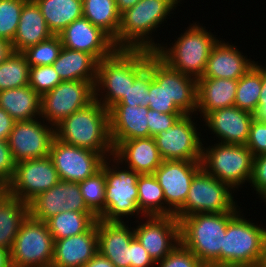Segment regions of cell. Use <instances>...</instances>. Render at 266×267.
Segmentation results:
<instances>
[{
	"instance_id": "obj_25",
	"label": "cell",
	"mask_w": 266,
	"mask_h": 267,
	"mask_svg": "<svg viewBox=\"0 0 266 267\" xmlns=\"http://www.w3.org/2000/svg\"><path fill=\"white\" fill-rule=\"evenodd\" d=\"M114 156L140 175L154 174L163 162L154 137L121 141L114 148Z\"/></svg>"
},
{
	"instance_id": "obj_34",
	"label": "cell",
	"mask_w": 266,
	"mask_h": 267,
	"mask_svg": "<svg viewBox=\"0 0 266 267\" xmlns=\"http://www.w3.org/2000/svg\"><path fill=\"white\" fill-rule=\"evenodd\" d=\"M83 17L99 27L112 40L117 37L121 13L115 0H82Z\"/></svg>"
},
{
	"instance_id": "obj_4",
	"label": "cell",
	"mask_w": 266,
	"mask_h": 267,
	"mask_svg": "<svg viewBox=\"0 0 266 267\" xmlns=\"http://www.w3.org/2000/svg\"><path fill=\"white\" fill-rule=\"evenodd\" d=\"M199 24L193 22L169 44L170 47L164 42L154 51L172 69L196 79L203 76L211 50L219 40L218 35Z\"/></svg>"
},
{
	"instance_id": "obj_44",
	"label": "cell",
	"mask_w": 266,
	"mask_h": 267,
	"mask_svg": "<svg viewBox=\"0 0 266 267\" xmlns=\"http://www.w3.org/2000/svg\"><path fill=\"white\" fill-rule=\"evenodd\" d=\"M202 262L189 249L179 243L156 267H201Z\"/></svg>"
},
{
	"instance_id": "obj_12",
	"label": "cell",
	"mask_w": 266,
	"mask_h": 267,
	"mask_svg": "<svg viewBox=\"0 0 266 267\" xmlns=\"http://www.w3.org/2000/svg\"><path fill=\"white\" fill-rule=\"evenodd\" d=\"M94 84L83 80L62 81L41 96L40 117L55 128L69 115L94 100Z\"/></svg>"
},
{
	"instance_id": "obj_59",
	"label": "cell",
	"mask_w": 266,
	"mask_h": 267,
	"mask_svg": "<svg viewBox=\"0 0 266 267\" xmlns=\"http://www.w3.org/2000/svg\"><path fill=\"white\" fill-rule=\"evenodd\" d=\"M258 267H266V244H265V247H264V252H263V255H262L261 263L259 264Z\"/></svg>"
},
{
	"instance_id": "obj_35",
	"label": "cell",
	"mask_w": 266,
	"mask_h": 267,
	"mask_svg": "<svg viewBox=\"0 0 266 267\" xmlns=\"http://www.w3.org/2000/svg\"><path fill=\"white\" fill-rule=\"evenodd\" d=\"M148 108L166 114H184L170 100L166 92V63L152 52V80L150 81Z\"/></svg>"
},
{
	"instance_id": "obj_5",
	"label": "cell",
	"mask_w": 266,
	"mask_h": 267,
	"mask_svg": "<svg viewBox=\"0 0 266 267\" xmlns=\"http://www.w3.org/2000/svg\"><path fill=\"white\" fill-rule=\"evenodd\" d=\"M236 213H197L182 218L180 243L202 263L220 264L227 225Z\"/></svg>"
},
{
	"instance_id": "obj_46",
	"label": "cell",
	"mask_w": 266,
	"mask_h": 267,
	"mask_svg": "<svg viewBox=\"0 0 266 267\" xmlns=\"http://www.w3.org/2000/svg\"><path fill=\"white\" fill-rule=\"evenodd\" d=\"M185 114H166L158 111L148 109V127L149 137H155L158 133L165 131L167 128L174 125V123Z\"/></svg>"
},
{
	"instance_id": "obj_39",
	"label": "cell",
	"mask_w": 266,
	"mask_h": 267,
	"mask_svg": "<svg viewBox=\"0 0 266 267\" xmlns=\"http://www.w3.org/2000/svg\"><path fill=\"white\" fill-rule=\"evenodd\" d=\"M79 186L85 205L99 218L105 211V163L95 174L79 182Z\"/></svg>"
},
{
	"instance_id": "obj_58",
	"label": "cell",
	"mask_w": 266,
	"mask_h": 267,
	"mask_svg": "<svg viewBox=\"0 0 266 267\" xmlns=\"http://www.w3.org/2000/svg\"><path fill=\"white\" fill-rule=\"evenodd\" d=\"M201 267H234V266L216 264V263H203Z\"/></svg>"
},
{
	"instance_id": "obj_11",
	"label": "cell",
	"mask_w": 266,
	"mask_h": 267,
	"mask_svg": "<svg viewBox=\"0 0 266 267\" xmlns=\"http://www.w3.org/2000/svg\"><path fill=\"white\" fill-rule=\"evenodd\" d=\"M194 117L198 118L194 114H185L173 126L154 137L163 161H201L205 139L201 138L197 128L199 124Z\"/></svg>"
},
{
	"instance_id": "obj_26",
	"label": "cell",
	"mask_w": 266,
	"mask_h": 267,
	"mask_svg": "<svg viewBox=\"0 0 266 267\" xmlns=\"http://www.w3.org/2000/svg\"><path fill=\"white\" fill-rule=\"evenodd\" d=\"M238 80L227 78L197 79V112L200 118L208 113L234 106Z\"/></svg>"
},
{
	"instance_id": "obj_22",
	"label": "cell",
	"mask_w": 266,
	"mask_h": 267,
	"mask_svg": "<svg viewBox=\"0 0 266 267\" xmlns=\"http://www.w3.org/2000/svg\"><path fill=\"white\" fill-rule=\"evenodd\" d=\"M98 253L96 223L86 232L54 241L51 267H82Z\"/></svg>"
},
{
	"instance_id": "obj_33",
	"label": "cell",
	"mask_w": 266,
	"mask_h": 267,
	"mask_svg": "<svg viewBox=\"0 0 266 267\" xmlns=\"http://www.w3.org/2000/svg\"><path fill=\"white\" fill-rule=\"evenodd\" d=\"M97 219L92 212L64 211L47 219L45 223L55 241L88 231Z\"/></svg>"
},
{
	"instance_id": "obj_8",
	"label": "cell",
	"mask_w": 266,
	"mask_h": 267,
	"mask_svg": "<svg viewBox=\"0 0 266 267\" xmlns=\"http://www.w3.org/2000/svg\"><path fill=\"white\" fill-rule=\"evenodd\" d=\"M202 145V168L235 191L250 182L253 154L246 145L215 143ZM238 189V190H236Z\"/></svg>"
},
{
	"instance_id": "obj_49",
	"label": "cell",
	"mask_w": 266,
	"mask_h": 267,
	"mask_svg": "<svg viewBox=\"0 0 266 267\" xmlns=\"http://www.w3.org/2000/svg\"><path fill=\"white\" fill-rule=\"evenodd\" d=\"M156 263L134 237L131 240V267H155Z\"/></svg>"
},
{
	"instance_id": "obj_3",
	"label": "cell",
	"mask_w": 266,
	"mask_h": 267,
	"mask_svg": "<svg viewBox=\"0 0 266 267\" xmlns=\"http://www.w3.org/2000/svg\"><path fill=\"white\" fill-rule=\"evenodd\" d=\"M146 67L147 50L116 49L98 62L94 99L109 110L126 95L130 84Z\"/></svg>"
},
{
	"instance_id": "obj_61",
	"label": "cell",
	"mask_w": 266,
	"mask_h": 267,
	"mask_svg": "<svg viewBox=\"0 0 266 267\" xmlns=\"http://www.w3.org/2000/svg\"><path fill=\"white\" fill-rule=\"evenodd\" d=\"M176 5H178V4H182L181 2L183 1V0H172Z\"/></svg>"
},
{
	"instance_id": "obj_17",
	"label": "cell",
	"mask_w": 266,
	"mask_h": 267,
	"mask_svg": "<svg viewBox=\"0 0 266 267\" xmlns=\"http://www.w3.org/2000/svg\"><path fill=\"white\" fill-rule=\"evenodd\" d=\"M201 168V161L167 160L155 170L164 193L165 216H174L184 205L192 179Z\"/></svg>"
},
{
	"instance_id": "obj_41",
	"label": "cell",
	"mask_w": 266,
	"mask_h": 267,
	"mask_svg": "<svg viewBox=\"0 0 266 267\" xmlns=\"http://www.w3.org/2000/svg\"><path fill=\"white\" fill-rule=\"evenodd\" d=\"M63 48L59 35H52L50 38L31 46L22 53L29 63V67L52 65L59 57Z\"/></svg>"
},
{
	"instance_id": "obj_40",
	"label": "cell",
	"mask_w": 266,
	"mask_h": 267,
	"mask_svg": "<svg viewBox=\"0 0 266 267\" xmlns=\"http://www.w3.org/2000/svg\"><path fill=\"white\" fill-rule=\"evenodd\" d=\"M152 80V51L147 50V67L130 84L126 95L115 105L147 106Z\"/></svg>"
},
{
	"instance_id": "obj_47",
	"label": "cell",
	"mask_w": 266,
	"mask_h": 267,
	"mask_svg": "<svg viewBox=\"0 0 266 267\" xmlns=\"http://www.w3.org/2000/svg\"><path fill=\"white\" fill-rule=\"evenodd\" d=\"M258 196L266 189V154L253 158L252 174L249 182Z\"/></svg>"
},
{
	"instance_id": "obj_52",
	"label": "cell",
	"mask_w": 266,
	"mask_h": 267,
	"mask_svg": "<svg viewBox=\"0 0 266 267\" xmlns=\"http://www.w3.org/2000/svg\"><path fill=\"white\" fill-rule=\"evenodd\" d=\"M13 52L12 42L0 38V64H2Z\"/></svg>"
},
{
	"instance_id": "obj_37",
	"label": "cell",
	"mask_w": 266,
	"mask_h": 267,
	"mask_svg": "<svg viewBox=\"0 0 266 267\" xmlns=\"http://www.w3.org/2000/svg\"><path fill=\"white\" fill-rule=\"evenodd\" d=\"M262 87V65L258 61L238 79L234 106L254 113L257 109Z\"/></svg>"
},
{
	"instance_id": "obj_51",
	"label": "cell",
	"mask_w": 266,
	"mask_h": 267,
	"mask_svg": "<svg viewBox=\"0 0 266 267\" xmlns=\"http://www.w3.org/2000/svg\"><path fill=\"white\" fill-rule=\"evenodd\" d=\"M82 267H115L113 263L99 252Z\"/></svg>"
},
{
	"instance_id": "obj_56",
	"label": "cell",
	"mask_w": 266,
	"mask_h": 267,
	"mask_svg": "<svg viewBox=\"0 0 266 267\" xmlns=\"http://www.w3.org/2000/svg\"><path fill=\"white\" fill-rule=\"evenodd\" d=\"M263 65H262V87L259 100H266V64Z\"/></svg>"
},
{
	"instance_id": "obj_48",
	"label": "cell",
	"mask_w": 266,
	"mask_h": 267,
	"mask_svg": "<svg viewBox=\"0 0 266 267\" xmlns=\"http://www.w3.org/2000/svg\"><path fill=\"white\" fill-rule=\"evenodd\" d=\"M16 162L7 141L0 140V179L8 183L14 174Z\"/></svg>"
},
{
	"instance_id": "obj_31",
	"label": "cell",
	"mask_w": 266,
	"mask_h": 267,
	"mask_svg": "<svg viewBox=\"0 0 266 267\" xmlns=\"http://www.w3.org/2000/svg\"><path fill=\"white\" fill-rule=\"evenodd\" d=\"M166 92L184 114L197 113V79L166 64Z\"/></svg>"
},
{
	"instance_id": "obj_42",
	"label": "cell",
	"mask_w": 266,
	"mask_h": 267,
	"mask_svg": "<svg viewBox=\"0 0 266 267\" xmlns=\"http://www.w3.org/2000/svg\"><path fill=\"white\" fill-rule=\"evenodd\" d=\"M27 0H0V38L13 41Z\"/></svg>"
},
{
	"instance_id": "obj_28",
	"label": "cell",
	"mask_w": 266,
	"mask_h": 267,
	"mask_svg": "<svg viewBox=\"0 0 266 267\" xmlns=\"http://www.w3.org/2000/svg\"><path fill=\"white\" fill-rule=\"evenodd\" d=\"M98 62L90 53L63 47L52 66L62 81L95 82Z\"/></svg>"
},
{
	"instance_id": "obj_43",
	"label": "cell",
	"mask_w": 266,
	"mask_h": 267,
	"mask_svg": "<svg viewBox=\"0 0 266 267\" xmlns=\"http://www.w3.org/2000/svg\"><path fill=\"white\" fill-rule=\"evenodd\" d=\"M62 82L52 65L29 67V86L40 96Z\"/></svg>"
},
{
	"instance_id": "obj_24",
	"label": "cell",
	"mask_w": 266,
	"mask_h": 267,
	"mask_svg": "<svg viewBox=\"0 0 266 267\" xmlns=\"http://www.w3.org/2000/svg\"><path fill=\"white\" fill-rule=\"evenodd\" d=\"M148 107L113 105L109 109L110 136L115 148L121 141L149 138Z\"/></svg>"
},
{
	"instance_id": "obj_9",
	"label": "cell",
	"mask_w": 266,
	"mask_h": 267,
	"mask_svg": "<svg viewBox=\"0 0 266 267\" xmlns=\"http://www.w3.org/2000/svg\"><path fill=\"white\" fill-rule=\"evenodd\" d=\"M234 192L237 193L229 184L201 168L192 179L184 205L174 216L180 221L197 213L238 212L241 208L234 199Z\"/></svg>"
},
{
	"instance_id": "obj_21",
	"label": "cell",
	"mask_w": 266,
	"mask_h": 267,
	"mask_svg": "<svg viewBox=\"0 0 266 267\" xmlns=\"http://www.w3.org/2000/svg\"><path fill=\"white\" fill-rule=\"evenodd\" d=\"M128 223V225L126 224ZM98 252L115 267H131V240L134 229L129 222H106L97 219Z\"/></svg>"
},
{
	"instance_id": "obj_18",
	"label": "cell",
	"mask_w": 266,
	"mask_h": 267,
	"mask_svg": "<svg viewBox=\"0 0 266 267\" xmlns=\"http://www.w3.org/2000/svg\"><path fill=\"white\" fill-rule=\"evenodd\" d=\"M64 211L91 212L85 205L79 183L60 180L28 203L29 215L44 222Z\"/></svg>"
},
{
	"instance_id": "obj_6",
	"label": "cell",
	"mask_w": 266,
	"mask_h": 267,
	"mask_svg": "<svg viewBox=\"0 0 266 267\" xmlns=\"http://www.w3.org/2000/svg\"><path fill=\"white\" fill-rule=\"evenodd\" d=\"M104 163L105 211L98 219L106 222H124L123 218L126 217L129 221V217L135 216L140 220L144 217L138 210L137 180L140 174L126 167L114 155L105 158Z\"/></svg>"
},
{
	"instance_id": "obj_45",
	"label": "cell",
	"mask_w": 266,
	"mask_h": 267,
	"mask_svg": "<svg viewBox=\"0 0 266 267\" xmlns=\"http://www.w3.org/2000/svg\"><path fill=\"white\" fill-rule=\"evenodd\" d=\"M246 146L253 156L266 154V122L253 119Z\"/></svg>"
},
{
	"instance_id": "obj_30",
	"label": "cell",
	"mask_w": 266,
	"mask_h": 267,
	"mask_svg": "<svg viewBox=\"0 0 266 267\" xmlns=\"http://www.w3.org/2000/svg\"><path fill=\"white\" fill-rule=\"evenodd\" d=\"M41 9L48 29L59 35L76 19L83 17L82 0H35Z\"/></svg>"
},
{
	"instance_id": "obj_10",
	"label": "cell",
	"mask_w": 266,
	"mask_h": 267,
	"mask_svg": "<svg viewBox=\"0 0 266 267\" xmlns=\"http://www.w3.org/2000/svg\"><path fill=\"white\" fill-rule=\"evenodd\" d=\"M54 239L47 224L29 214L22 221L10 250L12 267H51Z\"/></svg>"
},
{
	"instance_id": "obj_55",
	"label": "cell",
	"mask_w": 266,
	"mask_h": 267,
	"mask_svg": "<svg viewBox=\"0 0 266 267\" xmlns=\"http://www.w3.org/2000/svg\"><path fill=\"white\" fill-rule=\"evenodd\" d=\"M0 267H12L10 251L0 247Z\"/></svg>"
},
{
	"instance_id": "obj_1",
	"label": "cell",
	"mask_w": 266,
	"mask_h": 267,
	"mask_svg": "<svg viewBox=\"0 0 266 267\" xmlns=\"http://www.w3.org/2000/svg\"><path fill=\"white\" fill-rule=\"evenodd\" d=\"M176 5L172 0H140L135 6L121 13L117 37L113 40L117 49H145L154 52L160 41L152 34L172 16ZM166 21V22H164Z\"/></svg>"
},
{
	"instance_id": "obj_53",
	"label": "cell",
	"mask_w": 266,
	"mask_h": 267,
	"mask_svg": "<svg viewBox=\"0 0 266 267\" xmlns=\"http://www.w3.org/2000/svg\"><path fill=\"white\" fill-rule=\"evenodd\" d=\"M253 117L256 120L266 122V100H259L256 111L253 113Z\"/></svg>"
},
{
	"instance_id": "obj_13",
	"label": "cell",
	"mask_w": 266,
	"mask_h": 267,
	"mask_svg": "<svg viewBox=\"0 0 266 267\" xmlns=\"http://www.w3.org/2000/svg\"><path fill=\"white\" fill-rule=\"evenodd\" d=\"M60 181L50 156L16 163L12 179L7 183V193L25 203L52 188Z\"/></svg>"
},
{
	"instance_id": "obj_16",
	"label": "cell",
	"mask_w": 266,
	"mask_h": 267,
	"mask_svg": "<svg viewBox=\"0 0 266 267\" xmlns=\"http://www.w3.org/2000/svg\"><path fill=\"white\" fill-rule=\"evenodd\" d=\"M144 219L146 221H144ZM134 237L156 263L180 243V224L175 216H149L134 221Z\"/></svg>"
},
{
	"instance_id": "obj_50",
	"label": "cell",
	"mask_w": 266,
	"mask_h": 267,
	"mask_svg": "<svg viewBox=\"0 0 266 267\" xmlns=\"http://www.w3.org/2000/svg\"><path fill=\"white\" fill-rule=\"evenodd\" d=\"M14 124L15 120L4 109L0 108V140H8Z\"/></svg>"
},
{
	"instance_id": "obj_60",
	"label": "cell",
	"mask_w": 266,
	"mask_h": 267,
	"mask_svg": "<svg viewBox=\"0 0 266 267\" xmlns=\"http://www.w3.org/2000/svg\"><path fill=\"white\" fill-rule=\"evenodd\" d=\"M258 198H261L263 202L266 204V189L259 195Z\"/></svg>"
},
{
	"instance_id": "obj_27",
	"label": "cell",
	"mask_w": 266,
	"mask_h": 267,
	"mask_svg": "<svg viewBox=\"0 0 266 267\" xmlns=\"http://www.w3.org/2000/svg\"><path fill=\"white\" fill-rule=\"evenodd\" d=\"M52 35L36 1L27 0L22 8L16 35L12 41L14 52H23Z\"/></svg>"
},
{
	"instance_id": "obj_23",
	"label": "cell",
	"mask_w": 266,
	"mask_h": 267,
	"mask_svg": "<svg viewBox=\"0 0 266 267\" xmlns=\"http://www.w3.org/2000/svg\"><path fill=\"white\" fill-rule=\"evenodd\" d=\"M255 61L243 55L235 44L219 39L208 57L206 70L200 78H227L238 80Z\"/></svg>"
},
{
	"instance_id": "obj_36",
	"label": "cell",
	"mask_w": 266,
	"mask_h": 267,
	"mask_svg": "<svg viewBox=\"0 0 266 267\" xmlns=\"http://www.w3.org/2000/svg\"><path fill=\"white\" fill-rule=\"evenodd\" d=\"M138 210L144 217L165 216V198L162 187L154 174L139 175Z\"/></svg>"
},
{
	"instance_id": "obj_15",
	"label": "cell",
	"mask_w": 266,
	"mask_h": 267,
	"mask_svg": "<svg viewBox=\"0 0 266 267\" xmlns=\"http://www.w3.org/2000/svg\"><path fill=\"white\" fill-rule=\"evenodd\" d=\"M60 180L79 183L102 168L105 157L90 149L66 144L54 138L50 153Z\"/></svg>"
},
{
	"instance_id": "obj_7",
	"label": "cell",
	"mask_w": 266,
	"mask_h": 267,
	"mask_svg": "<svg viewBox=\"0 0 266 267\" xmlns=\"http://www.w3.org/2000/svg\"><path fill=\"white\" fill-rule=\"evenodd\" d=\"M241 209L229 220L220 264L234 267H258L266 244V229L245 218Z\"/></svg>"
},
{
	"instance_id": "obj_20",
	"label": "cell",
	"mask_w": 266,
	"mask_h": 267,
	"mask_svg": "<svg viewBox=\"0 0 266 267\" xmlns=\"http://www.w3.org/2000/svg\"><path fill=\"white\" fill-rule=\"evenodd\" d=\"M253 114L236 106L221 108L208 113L202 120L216 142L233 145H246ZM218 137V138H217Z\"/></svg>"
},
{
	"instance_id": "obj_32",
	"label": "cell",
	"mask_w": 266,
	"mask_h": 267,
	"mask_svg": "<svg viewBox=\"0 0 266 267\" xmlns=\"http://www.w3.org/2000/svg\"><path fill=\"white\" fill-rule=\"evenodd\" d=\"M28 204L6 193L0 198V247L11 250L22 221L27 217Z\"/></svg>"
},
{
	"instance_id": "obj_29",
	"label": "cell",
	"mask_w": 266,
	"mask_h": 267,
	"mask_svg": "<svg viewBox=\"0 0 266 267\" xmlns=\"http://www.w3.org/2000/svg\"><path fill=\"white\" fill-rule=\"evenodd\" d=\"M41 96L29 85L0 91V108L15 121L40 118Z\"/></svg>"
},
{
	"instance_id": "obj_57",
	"label": "cell",
	"mask_w": 266,
	"mask_h": 267,
	"mask_svg": "<svg viewBox=\"0 0 266 267\" xmlns=\"http://www.w3.org/2000/svg\"><path fill=\"white\" fill-rule=\"evenodd\" d=\"M7 193V184L0 179V198Z\"/></svg>"
},
{
	"instance_id": "obj_2",
	"label": "cell",
	"mask_w": 266,
	"mask_h": 267,
	"mask_svg": "<svg viewBox=\"0 0 266 267\" xmlns=\"http://www.w3.org/2000/svg\"><path fill=\"white\" fill-rule=\"evenodd\" d=\"M55 136L66 144L90 149L105 158L114 155L109 110L96 99L59 123Z\"/></svg>"
},
{
	"instance_id": "obj_14",
	"label": "cell",
	"mask_w": 266,
	"mask_h": 267,
	"mask_svg": "<svg viewBox=\"0 0 266 267\" xmlns=\"http://www.w3.org/2000/svg\"><path fill=\"white\" fill-rule=\"evenodd\" d=\"M55 137V128L40 117L15 121L7 142L14 161L18 163L48 156Z\"/></svg>"
},
{
	"instance_id": "obj_38",
	"label": "cell",
	"mask_w": 266,
	"mask_h": 267,
	"mask_svg": "<svg viewBox=\"0 0 266 267\" xmlns=\"http://www.w3.org/2000/svg\"><path fill=\"white\" fill-rule=\"evenodd\" d=\"M29 85V63L22 52H13L0 64V91Z\"/></svg>"
},
{
	"instance_id": "obj_54",
	"label": "cell",
	"mask_w": 266,
	"mask_h": 267,
	"mask_svg": "<svg viewBox=\"0 0 266 267\" xmlns=\"http://www.w3.org/2000/svg\"><path fill=\"white\" fill-rule=\"evenodd\" d=\"M115 1L118 11L122 13L128 8L135 6L140 0H115Z\"/></svg>"
},
{
	"instance_id": "obj_19",
	"label": "cell",
	"mask_w": 266,
	"mask_h": 267,
	"mask_svg": "<svg viewBox=\"0 0 266 267\" xmlns=\"http://www.w3.org/2000/svg\"><path fill=\"white\" fill-rule=\"evenodd\" d=\"M59 37L64 48L90 53L98 61L109 57L117 49L113 40L85 17L68 25Z\"/></svg>"
}]
</instances>
